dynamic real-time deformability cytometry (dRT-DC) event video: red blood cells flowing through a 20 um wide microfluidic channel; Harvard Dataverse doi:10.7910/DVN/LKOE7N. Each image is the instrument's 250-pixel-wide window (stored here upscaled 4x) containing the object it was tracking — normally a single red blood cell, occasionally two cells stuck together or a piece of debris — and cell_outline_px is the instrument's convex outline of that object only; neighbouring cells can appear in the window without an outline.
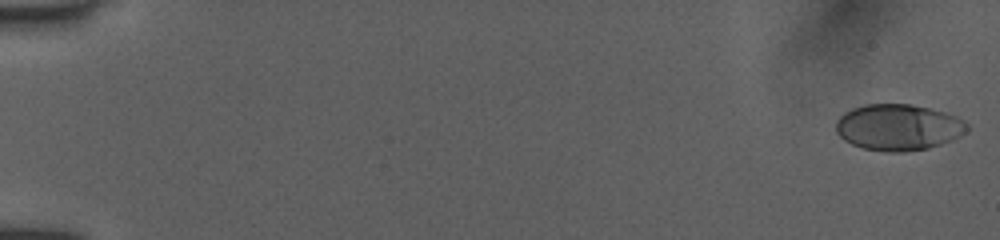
{"species": "human", "species_latin": "Homo sapiens", "temperature_condition": "room temperature", "stored_images_in_passage": 29, "camera_frame_rate_fps": 3000, "um_per_image_px": 0.085, "donor": {"sex": "female"}, "frame": {"image": 1, "passage_image": 1, "time_ms": 0.0, "image_size_px": [1000, 240], "cell_outline_px": [[968, 128], [960, 136], [952, 140], [928, 148], [900, 152], [888, 152], [864, 148], [852, 144], [844, 140], [836, 132], [836, 120], [844, 112], [852, 108], [864, 104], [912, 104], [948, 112], [964, 120], [968, 124]], "centroid_in_image_um": [76.36, 10.8], "position_along_channel_um": 8.6, "area_um2": 35.49}}
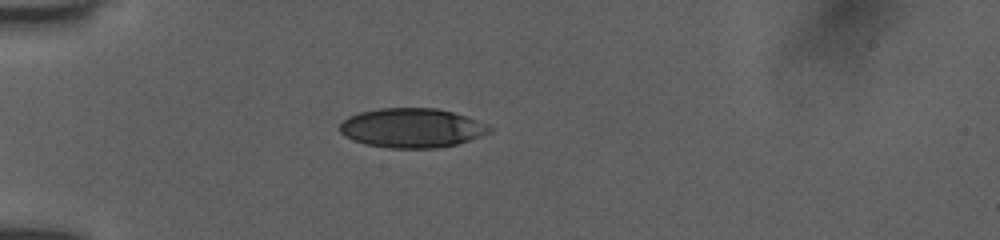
{"frame": {"image": 2, "passage_image": 23, "time_ms": 5.0, "image_size_px": [1000, 240], "cell_outline_px": [[496, 128], [492, 132], [456, 144], [436, 148], [388, 148], [364, 144], [352, 140], [344, 136], [336, 128], [348, 116], [360, 112], [380, 108], [436, 108], [452, 112], [488, 124]], "centroid_in_image_um": [34.98, 10.88], "position_along_channel_um": 50.0, "area_um2": 34.56}}